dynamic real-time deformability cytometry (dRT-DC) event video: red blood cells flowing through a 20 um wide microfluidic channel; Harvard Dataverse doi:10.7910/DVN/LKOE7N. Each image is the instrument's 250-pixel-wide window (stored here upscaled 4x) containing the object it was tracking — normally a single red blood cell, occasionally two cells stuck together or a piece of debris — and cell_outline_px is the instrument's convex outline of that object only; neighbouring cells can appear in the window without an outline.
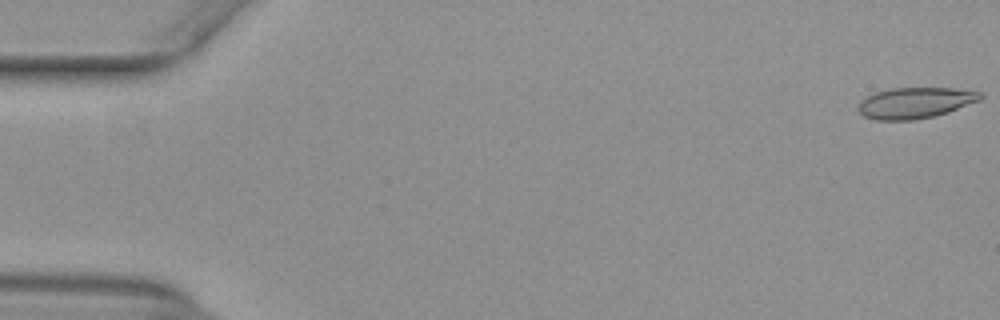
{"species": "common noctule bat (a hibernating species)", "species_latin": "Nyctalus noctula", "temperature_condition": "warm", "stored_images_in_passage": 53, "camera_frame_rate_fps": 3000, "um_per_image_px": 0.085, "animal": {"sex": "female", "body_mass_g": 29.2, "forearm_length_mm": 56.3}, "frame": {"image": 1, "passage_image": 1, "time_ms": 0.0, "image_size_px": [1000, 320], "cell_outline_px": [[984, 96], [980, 100], [948, 112], [936, 116], [916, 120], [876, 120], [864, 116], [856, 108], [860, 100], [876, 92], [892, 88], [952, 88], [980, 92]], "centroid_in_image_um": [77.77, 8.75], "position_along_channel_um": 7.2, "area_um2": 22.08}}
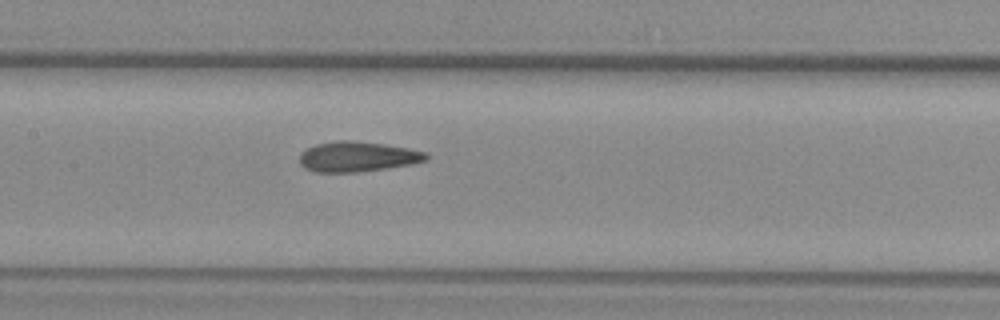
{"frame": {"image": 2, "passage_image": 26, "time_ms": 8.333, "image_size_px": [1000, 320], "cell_outline_px": [[428, 160], [412, 164], [356, 172], [316, 172], [304, 168], [300, 164], [300, 152], [316, 144], [336, 140], [352, 140], [384, 144], [408, 148], [428, 152]], "centroid_in_image_um": [30.39, 13.31], "position_along_channel_um": 177.0, "area_um2": 22.31}}
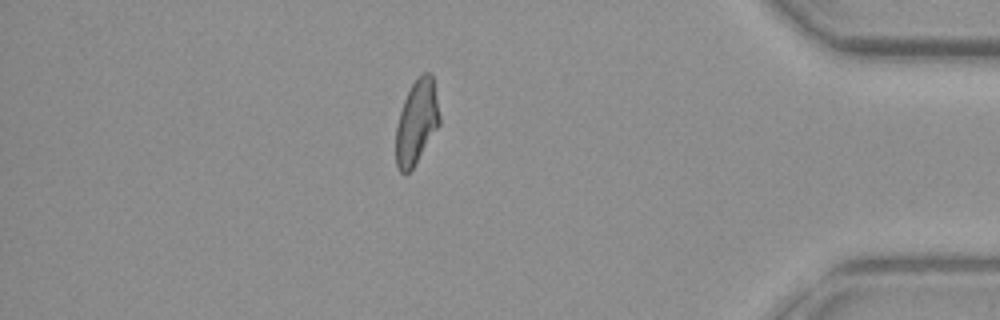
{"frame": {"image": 3, "passage_image": 46, "time_ms": 15.0, "image_size_px": [1000, 320], "cell_outline_px": [[440, 124], [412, 168], [408, 172], [400, 172], [396, 164], [396, 128], [400, 112], [404, 100], [412, 84], [424, 72], [428, 72], [432, 76], [440, 116]], "centroid_in_image_um": [35.41, 10.38], "position_along_channel_um": 399.8, "area_um2": 20.87}, "authors_computed_cell_mechanics": {"area_um2": 22.1374, "velocity_mm_per_s": 3.9467, "shape_relaxation_time_tau1_ms": null, "shape_relaxation_time_tau2_ms": 2.1327, "deformation_change_tau1": null, "deformation_change_tau2": 0.0869}}